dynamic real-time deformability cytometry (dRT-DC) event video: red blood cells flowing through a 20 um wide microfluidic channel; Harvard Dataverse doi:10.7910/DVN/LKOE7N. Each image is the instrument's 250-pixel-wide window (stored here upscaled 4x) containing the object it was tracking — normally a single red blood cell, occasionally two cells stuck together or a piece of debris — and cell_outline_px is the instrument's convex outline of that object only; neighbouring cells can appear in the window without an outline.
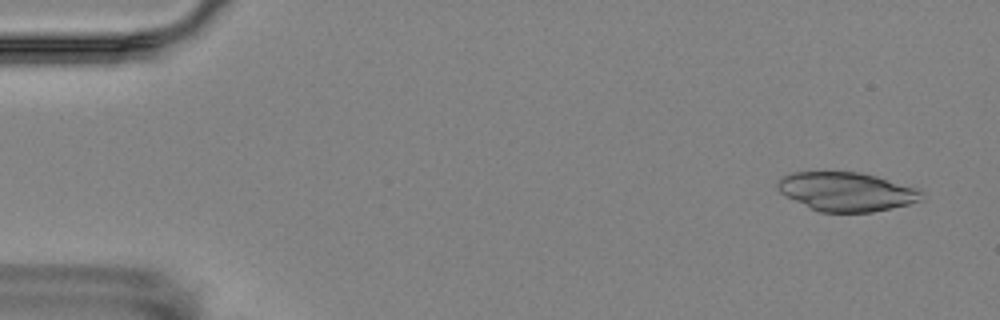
{"species": "Egyptian fruit bat (a non-hibernating species)", "species_latin": "Rousettus aegyptiacus", "temperature_condition": "room temperature", "stored_images_in_passage": 8, "camera_frame_rate_fps": 3000, "um_per_image_px": 0.085, "animal": {"sex": "female"}, "frame": {"image": 1, "passage_image": 1, "time_ms": 0.0, "image_size_px": [1000, 320], "cell_outline_px": [[924, 192], [920, 200], [908, 204], [872, 212], [820, 212], [780, 192], [776, 188], [776, 184], [784, 176], [792, 172], [860, 172], [876, 176], [920, 188]], "centroid_in_image_um": [72.0, 16.28], "position_along_channel_um": 13.0, "area_um2": 32.37}}